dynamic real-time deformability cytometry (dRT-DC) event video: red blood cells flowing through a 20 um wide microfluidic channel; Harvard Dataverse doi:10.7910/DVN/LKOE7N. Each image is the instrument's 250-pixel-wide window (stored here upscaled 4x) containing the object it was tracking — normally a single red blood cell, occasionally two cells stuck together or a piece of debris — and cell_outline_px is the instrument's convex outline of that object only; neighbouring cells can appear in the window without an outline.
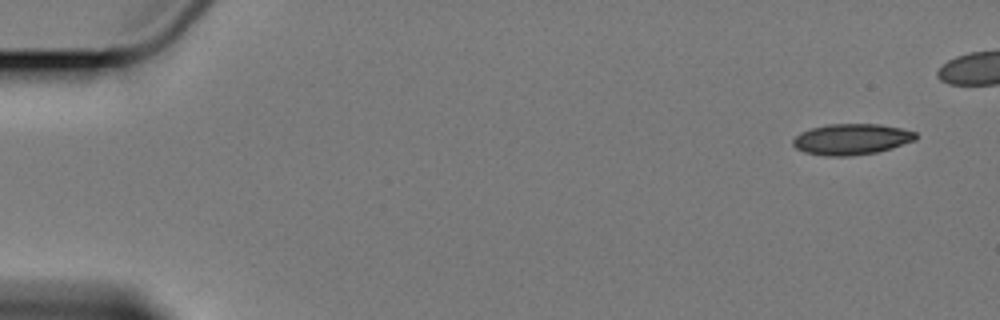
{"species": "Egyptian fruit bat (a non-hibernating species)", "species_latin": "Rousettus aegyptiacus", "temperature_condition": "cold", "stored_images_in_passage": 6, "camera_frame_rate_fps": 3000, "um_per_image_px": 0.085, "animal": {"sex": "female"}, "frame": {"image": 1, "passage_image": 1, "time_ms": 0.0, "image_size_px": [1000, 320], "cell_outline_px": [[916, 140], [892, 148], [876, 152], [848, 156], [824, 156], [804, 152], [796, 148], [792, 144], [792, 140], [800, 132], [812, 128], [828, 124], [880, 124], [900, 128], [916, 132]], "centroid_in_image_um": [72.36, 11.83], "position_along_channel_um": 12.6, "area_um2": 22.14}}